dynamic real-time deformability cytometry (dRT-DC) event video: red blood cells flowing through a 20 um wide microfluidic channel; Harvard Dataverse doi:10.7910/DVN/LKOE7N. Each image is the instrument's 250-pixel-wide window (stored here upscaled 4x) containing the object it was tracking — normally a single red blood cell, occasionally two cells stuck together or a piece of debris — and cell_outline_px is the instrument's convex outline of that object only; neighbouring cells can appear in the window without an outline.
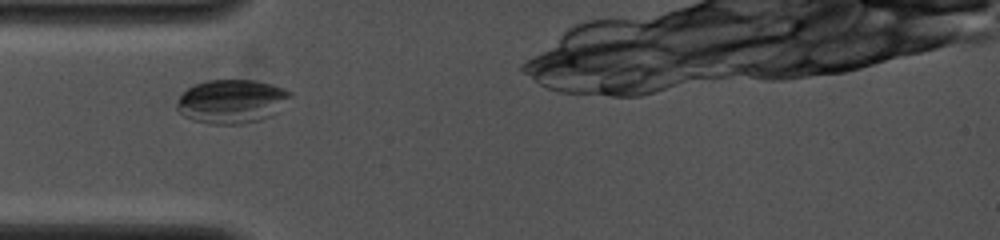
{"species": "common noctule bat (a hibernating species)", "species_latin": "Nyctalus noctula", "temperature_condition": "cold", "stored_images_in_passage": 7, "camera_frame_rate_fps": 4000, "um_per_image_px": 0.085, "animal": {"sex": "female", "body_mass_g": 19.0, "forearm_length_mm": 53.3}, "frame": {"image": 1, "passage_image": 3, "time_ms": 1.5, "image_size_px": [1000, 240], "cell_outline_px": [[292, 96], [272, 116], [260, 120], [240, 124], [212, 124], [192, 120], [184, 116], [176, 108], [176, 104], [180, 96], [188, 88], [196, 84], [208, 80], [256, 80], [272, 84], [284, 88], [292, 92]], "centroid_in_image_um": [19.71, 8.62], "position_along_channel_um": 65.3, "area_um2": 29.02}}
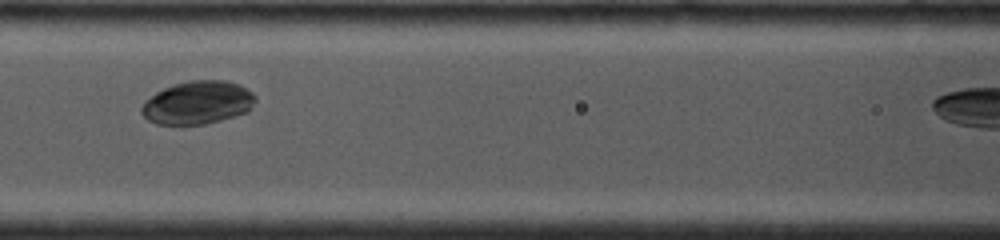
{"frame": {"image": 2, "passage_image": 6, "time_ms": 3.5, "image_size_px": [1000, 240], "cell_outline_px": [[256, 100], [248, 112], [220, 120], [204, 124], [180, 128], [156, 124], [148, 120], [140, 112], [140, 108], [144, 100], [156, 92], [172, 84], [188, 80], [224, 80], [240, 84], [252, 92], [256, 96]], "centroid_in_image_um": [16.76, 8.75], "position_along_channel_um": 149.8, "area_um2": 29.54}}
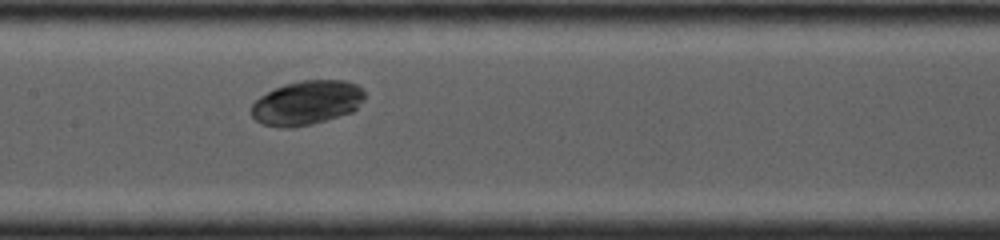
{"frame": {"image": 3, "passage_image": 7, "time_ms": 4.25, "image_size_px": [1000, 240], "cell_outline_px": [[364, 100], [352, 112], [312, 124], [292, 128], [280, 128], [264, 124], [256, 120], [252, 116], [252, 104], [260, 96], [284, 84], [300, 80], [344, 80], [356, 84], [364, 92]], "centroid_in_image_um": [26.08, 8.74], "position_along_channel_um": 181.3, "area_um2": 29.13}}